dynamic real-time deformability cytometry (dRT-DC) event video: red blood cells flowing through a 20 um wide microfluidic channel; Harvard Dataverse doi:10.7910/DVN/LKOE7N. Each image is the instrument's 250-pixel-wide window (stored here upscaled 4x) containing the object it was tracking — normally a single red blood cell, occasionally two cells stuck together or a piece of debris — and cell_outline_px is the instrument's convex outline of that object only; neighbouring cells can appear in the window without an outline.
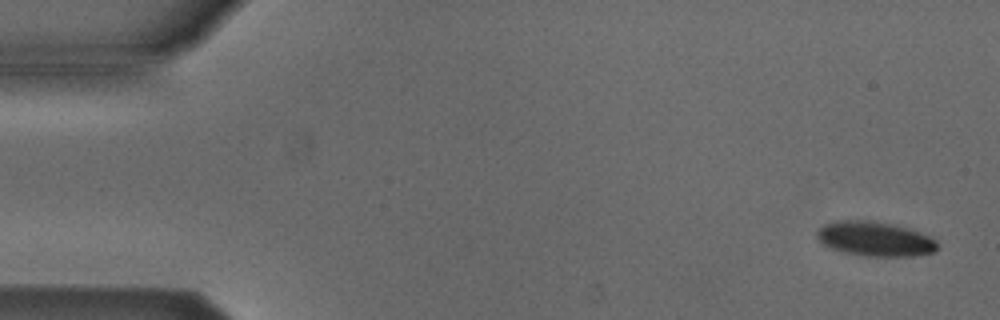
{"species": "Egyptian fruit bat (a non-hibernating species)", "species_latin": "Rousettus aegyptiacus", "temperature_condition": "cold", "stored_images_in_passage": 52, "camera_frame_rate_fps": 3000, "um_per_image_px": 0.085, "animal": {"sex": "male"}, "frame": {"image": 1, "passage_image": 2, "time_ms": 0.333, "image_size_px": [1000, 320], "cell_outline_px": [[936, 248], [932, 252], [912, 256], [864, 256], [844, 252], [832, 248], [824, 244], [816, 236], [816, 232], [824, 224], [836, 220], [872, 220], [896, 224], [912, 228], [936, 240]], "centroid_in_image_um": [74.36, 20.28], "position_along_channel_um": 10.6, "area_um2": 24.33}}
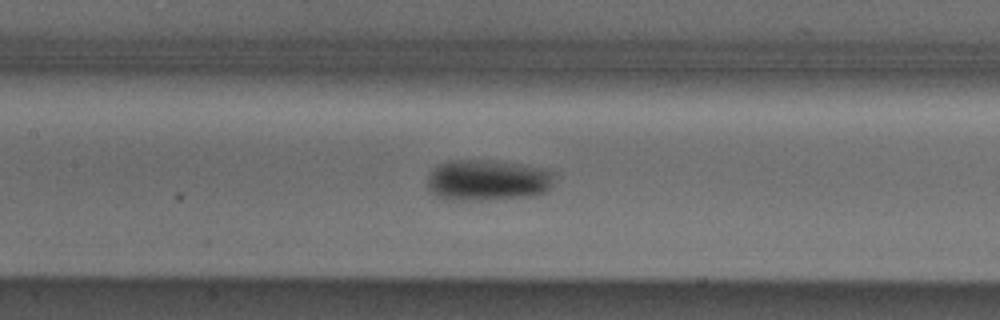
{"frame": {"image": 2, "passage_image": 24, "time_ms": 7.667, "image_size_px": [1000, 320], "cell_outline_px": [[552, 184], [544, 192], [532, 196], [480, 200], [460, 200], [436, 196], [428, 188], [428, 176], [440, 164], [448, 160], [484, 160], [520, 164], [552, 172]], "centroid_in_image_um": [41.41, 15.32], "position_along_channel_um": 166.0, "area_um2": 29.71}}
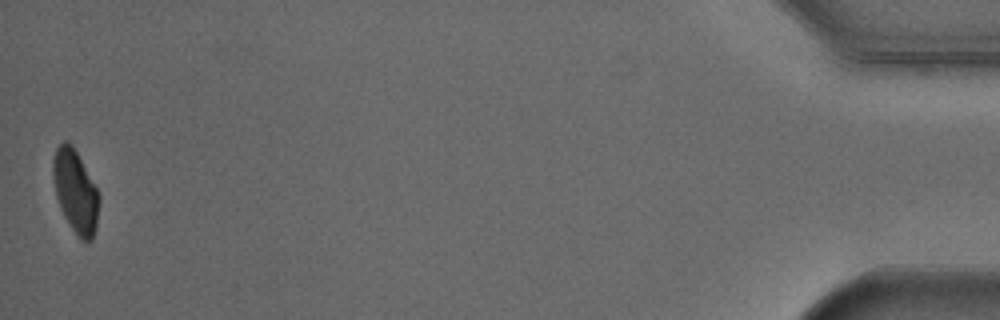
{"frame": {"image": 3, "passage_image": 52, "time_ms": 17.0, "image_size_px": [1000, 320], "cell_outline_px": [[100, 200], [96, 228], [92, 240], [80, 240], [64, 216], [60, 208], [56, 196], [52, 172], [52, 164], [56, 148], [64, 140], [72, 144], [96, 188], [100, 196]], "centroid_in_image_um": [6.41, 16.28], "position_along_channel_um": 428.8, "area_um2": 22.02}, "authors_computed_cell_mechanics": {"area_um2": 25.6632, "velocity_mm_per_s": 3.8733, "shape_relaxation_time_tau1_ms": 3.9836, "shape_relaxation_time_tau2_ms": null, "deformation_change_tau1": 0.0966, "deformation_change_tau2": null}}